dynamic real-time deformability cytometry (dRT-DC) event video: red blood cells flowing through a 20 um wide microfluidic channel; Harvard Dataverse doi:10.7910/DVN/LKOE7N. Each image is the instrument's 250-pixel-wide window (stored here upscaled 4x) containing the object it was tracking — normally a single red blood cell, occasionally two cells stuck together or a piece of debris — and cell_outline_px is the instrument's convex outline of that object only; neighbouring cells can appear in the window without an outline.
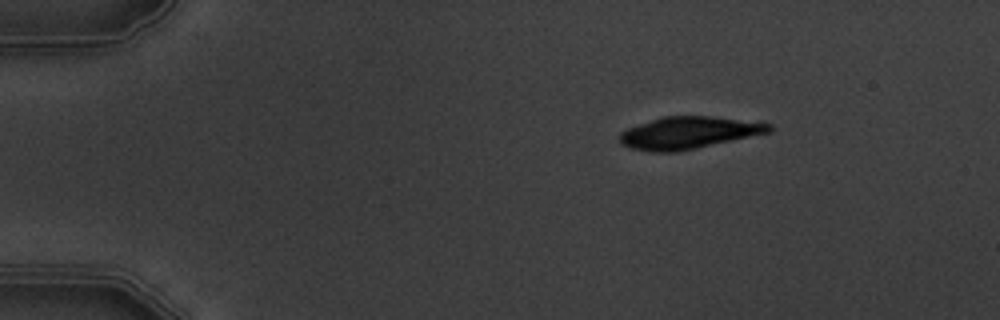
{"species": "common noctule bat (a hibernating species)", "species_latin": "Nyctalus noctula", "temperature_condition": "warm", "stored_images_in_passage": 3, "camera_frame_rate_fps": 3000, "um_per_image_px": 0.085, "animal": {"sex": "male", "body_mass_g": 19.5, "forearm_length_mm": 54.6}, "frame": {"image": 1, "passage_image": 1, "time_ms": 0.0, "image_size_px": [1000, 320], "cell_outline_px": [[772, 132], [696, 148], [676, 152], [652, 152], [632, 148], [620, 144], [620, 132], [628, 128], [664, 116], [712, 116], [772, 124]], "centroid_in_image_um": [58.54, 11.29], "position_along_channel_um": 26.5, "area_um2": 27.74}}